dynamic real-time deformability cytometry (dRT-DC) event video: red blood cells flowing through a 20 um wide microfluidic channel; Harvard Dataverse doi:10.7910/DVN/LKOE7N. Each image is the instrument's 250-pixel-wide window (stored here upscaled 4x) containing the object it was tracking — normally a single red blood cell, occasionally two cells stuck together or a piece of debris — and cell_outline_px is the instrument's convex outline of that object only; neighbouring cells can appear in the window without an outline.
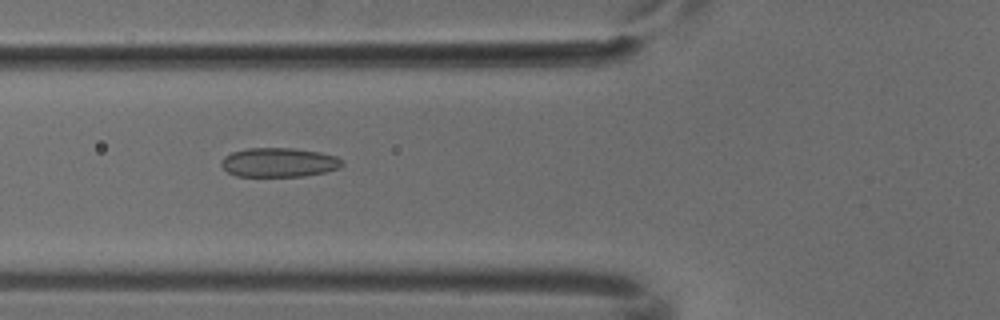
{"species": "common noctule bat (a hibernating species)", "species_latin": "Nyctalus noctula", "temperature_condition": "cold", "stored_images_in_passage": 6, "camera_frame_rate_fps": 3000, "um_per_image_px": 0.085, "animal": {"sex": "male", "body_mass_g": 18.8}, "frame": {"image": 1, "passage_image": 3, "time_ms": 0.667, "image_size_px": [1000, 320], "cell_outline_px": [[344, 164], [340, 168], [324, 172], [304, 176], [236, 176], [228, 172], [220, 164], [220, 160], [224, 156], [232, 152], [248, 148], [292, 148], [320, 152], [336, 156]], "centroid_in_image_um": [23.69, 13.8], "position_along_channel_um": 102.1, "area_um2": 20.58}}
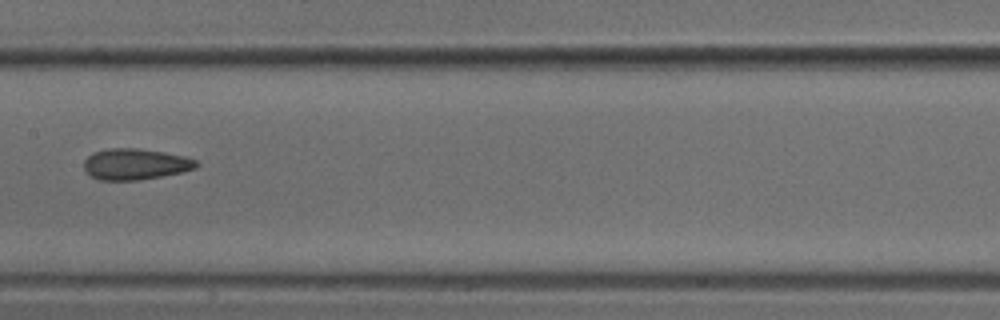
{"frame": {"image": 2, "passage_image": 5, "time_ms": 1.333, "image_size_px": [1000, 320], "cell_outline_px": [[200, 164], [196, 168], [180, 172], [140, 180], [100, 180], [92, 176], [84, 168], [84, 160], [92, 152], [108, 148], [136, 148], [164, 152], [184, 156], [196, 160]], "centroid_in_image_um": [11.5, 13.94], "position_along_channel_um": 195.9, "area_um2": 20.29}}
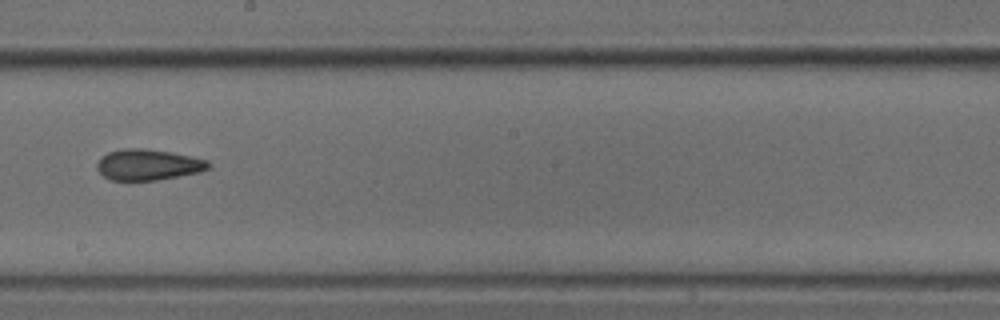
{"frame": {"image": 3, "passage_image": 6, "time_ms": 1.667, "image_size_px": [1000, 320], "cell_outline_px": [[212, 164], [208, 168], [200, 172], [156, 180], [108, 180], [96, 168], [96, 164], [100, 156], [108, 152], [120, 148], [144, 148], [172, 152], [192, 156], [208, 160]], "centroid_in_image_um": [12.57, 13.98], "position_along_channel_um": 235.6, "area_um2": 20.35}}